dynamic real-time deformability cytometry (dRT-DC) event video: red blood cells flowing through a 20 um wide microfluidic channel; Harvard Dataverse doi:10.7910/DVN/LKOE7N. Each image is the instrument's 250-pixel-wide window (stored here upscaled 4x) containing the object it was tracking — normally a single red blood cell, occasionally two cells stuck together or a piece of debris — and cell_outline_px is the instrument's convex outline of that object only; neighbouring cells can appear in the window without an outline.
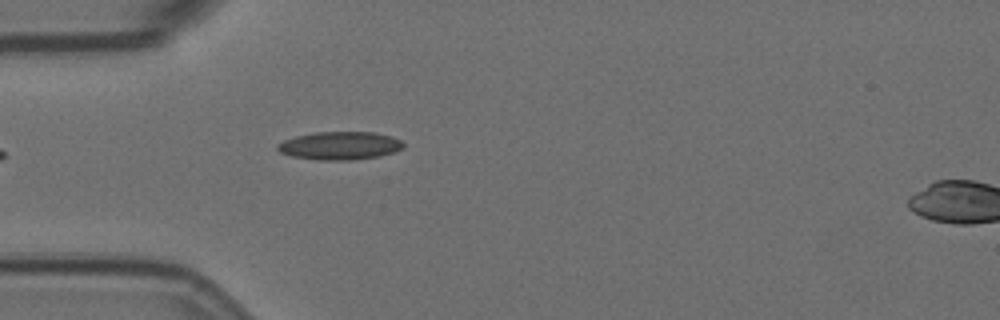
{"species": "Egyptian fruit bat (a non-hibernating species)", "species_latin": "Rousettus aegyptiacus", "temperature_condition": "room temperature", "stored_images_in_passage": 5, "segment_of_instrument_passage": [1, 2], "camera_frame_rate_fps": 3000, "um_per_image_px": 0.085, "animal": {"sex": "female"}, "frame": {"image": 1, "passage_image": 4, "time_ms": 1.0, "image_size_px": [1000, 320], "cell_outline_px": [[404, 148], [396, 152], [380, 156], [352, 160], [316, 160], [292, 156], [280, 152], [276, 148], [276, 144], [284, 140], [296, 136], [316, 132], [376, 132], [392, 136], [400, 140], [404, 144]], "centroid_in_image_um": [28.91, 12.38], "position_along_channel_um": 56.1, "area_um2": 20.81}}